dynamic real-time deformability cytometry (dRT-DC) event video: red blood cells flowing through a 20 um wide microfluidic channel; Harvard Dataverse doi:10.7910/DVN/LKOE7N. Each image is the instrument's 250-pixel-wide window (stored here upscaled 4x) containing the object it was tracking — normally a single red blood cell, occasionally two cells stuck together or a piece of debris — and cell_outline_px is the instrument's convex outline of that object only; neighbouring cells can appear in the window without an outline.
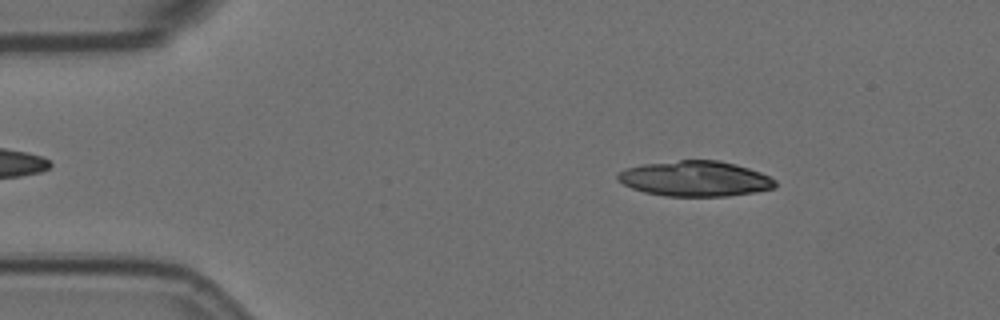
{"species": "Egyptian fruit bat (a non-hibernating species)", "species_latin": "Rousettus aegyptiacus", "temperature_condition": "room temperature", "stored_images_in_passage": 55, "camera_frame_rate_fps": 3000, "um_per_image_px": 0.085, "animal": {"sex": "female"}, "frame": {"image": 1, "passage_image": 8, "time_ms": 2.333, "image_size_px": [1000, 320], "cell_outline_px": [[776, 188], [756, 192], [728, 196], [664, 196], [644, 192], [632, 188], [616, 180], [616, 176], [620, 172], [628, 168], [644, 164], [680, 160], [720, 160], [736, 164], [760, 172], [776, 180]], "centroid_in_image_um": [59.11, 15.19], "position_along_channel_um": 25.9, "area_um2": 32.48}}